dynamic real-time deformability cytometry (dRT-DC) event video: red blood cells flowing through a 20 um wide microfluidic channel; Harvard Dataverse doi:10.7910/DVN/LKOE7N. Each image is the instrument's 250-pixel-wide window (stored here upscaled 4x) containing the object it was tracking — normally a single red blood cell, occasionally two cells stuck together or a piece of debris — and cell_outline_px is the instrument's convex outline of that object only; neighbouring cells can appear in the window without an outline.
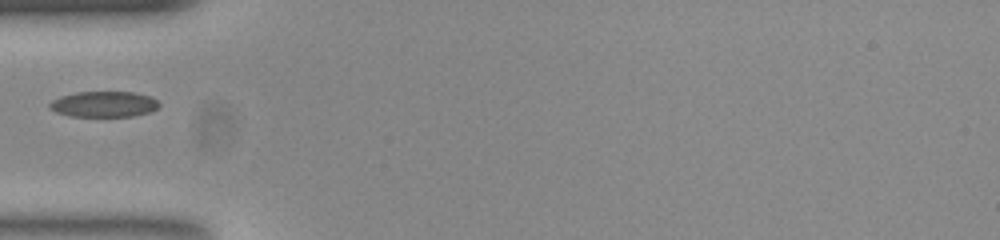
{"species": "common noctule bat (a hibernating species)", "species_latin": "Nyctalus noctula", "temperature_condition": "room temperature", "stored_images_in_passage": 21, "camera_frame_rate_fps": 3000, "um_per_image_px": 0.085, "animal": {"sex": "female", "body_mass_g": 23.0, "forearm_length_mm": 53.4}, "frame": {"image": 1, "passage_image": 1, "time_ms": 0.0, "image_size_px": [1000, 240], "cell_outline_px": [[160, 104], [156, 108], [148, 112], [132, 116], [68, 116], [56, 112], [48, 108], [48, 104], [52, 100], [60, 96], [76, 92], [132, 92], [152, 96]], "centroid_in_image_um": [8.79, 8.85], "position_along_channel_um": 76.2, "area_um2": 16.42}}